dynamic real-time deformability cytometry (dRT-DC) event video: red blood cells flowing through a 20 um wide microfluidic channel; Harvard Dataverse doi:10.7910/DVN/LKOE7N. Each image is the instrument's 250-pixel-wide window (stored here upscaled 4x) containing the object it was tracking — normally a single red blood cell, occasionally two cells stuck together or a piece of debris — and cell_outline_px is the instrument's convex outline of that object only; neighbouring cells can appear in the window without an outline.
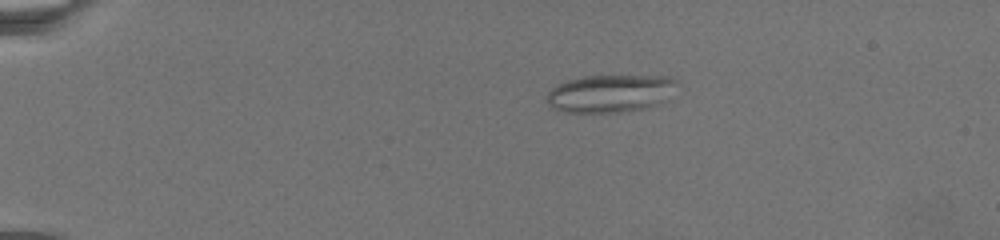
{"species": "common noctule bat (a hibernating species)", "species_latin": "Nyctalus noctula", "temperature_condition": "warm", "stored_images_in_passage": 52, "camera_frame_rate_fps": 3000, "um_per_image_px": 0.085, "animal": {"sex": "female", "body_mass_g": 19.5, "forearm_length_mm": 54.1}, "frame": {"image": 1, "passage_image": 12, "time_ms": 5.333, "image_size_px": [1000, 240], "cell_outline_px": [[676, 84], [672, 100], [660, 104], [644, 108], [620, 112], [564, 112], [552, 108], [544, 100], [548, 92], [552, 88], [568, 80], [584, 76], [668, 76], [676, 80]], "centroid_in_image_um": [51.92, 7.95], "position_along_channel_um": 33.1, "area_um2": 28.96}}
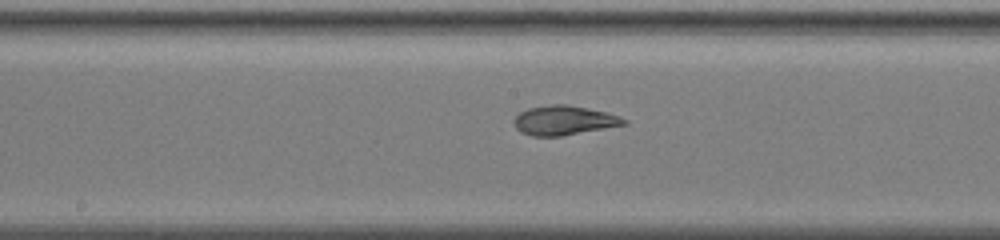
{"frame": {"image": 2, "passage_image": 29, "time_ms": 13.667, "image_size_px": [1000, 240], "cell_outline_px": [[628, 124], [560, 136], [532, 136], [520, 132], [516, 128], [512, 120], [520, 112], [528, 108], [552, 104], [568, 104], [588, 108], [620, 116], [628, 120]], "centroid_in_image_um": [47.92, 10.23], "position_along_channel_um": 200.3, "area_um2": 18.84}}
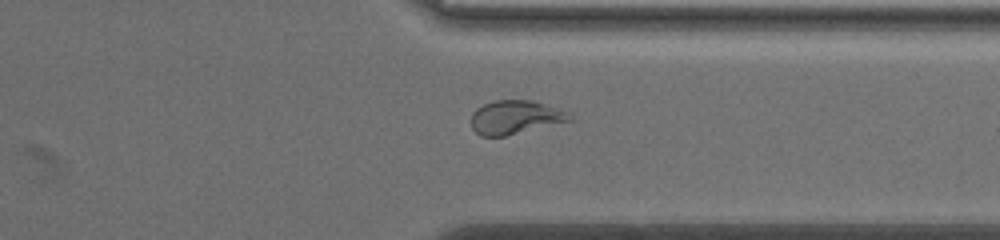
{"frame": {"image": 3, "passage_image": 51, "time_ms": 19.333, "image_size_px": [1000, 240], "cell_outline_px": [[572, 120], [504, 136], [480, 136], [472, 128], [468, 120], [472, 112], [476, 108], [492, 100], [532, 100], [568, 112], [572, 116]], "centroid_in_image_um": [43.72, 9.96], "position_along_channel_um": 367.7, "area_um2": 19.36}}